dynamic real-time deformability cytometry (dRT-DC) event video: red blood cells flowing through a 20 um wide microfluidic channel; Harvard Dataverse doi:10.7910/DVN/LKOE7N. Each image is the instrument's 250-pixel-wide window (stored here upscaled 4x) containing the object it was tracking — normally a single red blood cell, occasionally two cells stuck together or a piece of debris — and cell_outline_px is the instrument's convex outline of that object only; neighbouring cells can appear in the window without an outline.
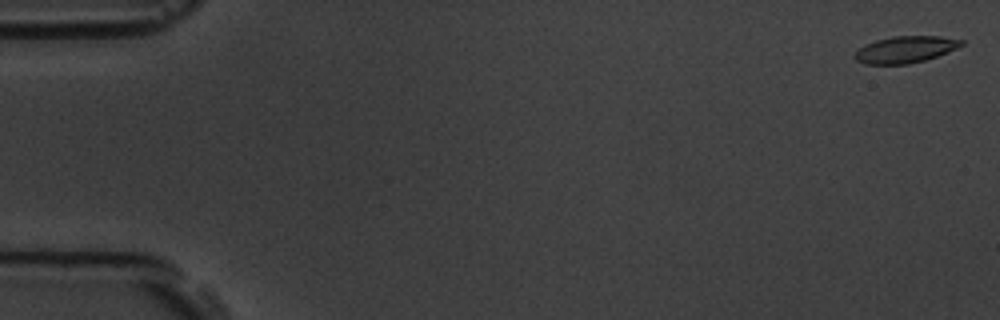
{"species": "common noctule bat (a hibernating species)", "species_latin": "Nyctalus noctula", "temperature_condition": "room temperature", "stored_images_in_passage": 7, "camera_frame_rate_fps": 3000, "um_per_image_px": 0.085, "animal": {"sex": "male", "body_mass_g": 19.5, "forearm_length_mm": 54.6}, "frame": {"image": 1, "passage_image": 1, "time_ms": 0.0, "image_size_px": [1000, 320], "cell_outline_px": [[964, 44], [956, 48], [936, 56], [924, 60], [908, 64], [864, 64], [856, 60], [852, 56], [864, 44], [876, 40], [892, 36], [940, 36], [964, 40]], "centroid_in_image_um": [76.92, 4.2], "position_along_channel_um": 8.1, "area_um2": 16.53}}
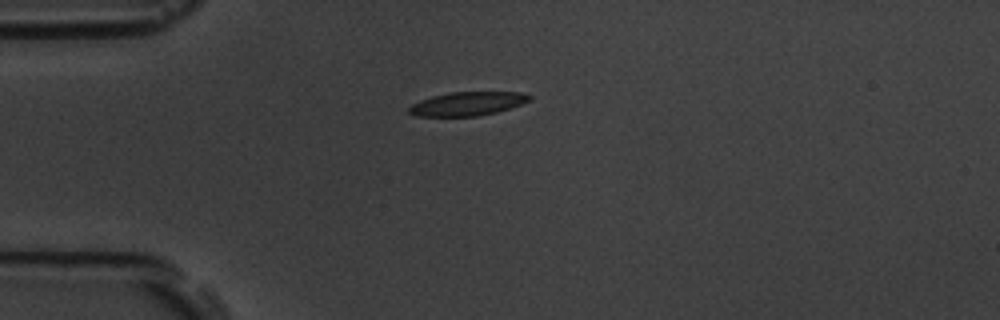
{"frame": {"image": 2, "passage_image": 5, "time_ms": 4.667, "image_size_px": [1000, 320], "cell_outline_px": [[532, 96], [528, 100], [520, 104], [496, 112], [476, 116], [416, 116], [408, 112], [408, 108], [412, 104], [420, 100], [432, 96], [448, 92], [520, 92]], "centroid_in_image_um": [39.68, 8.81], "position_along_channel_um": 45.3, "area_um2": 16.47}}
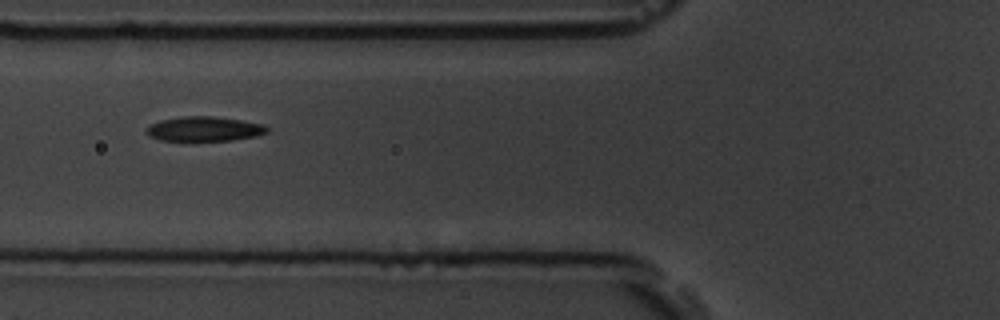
{"frame": {"image": 3, "passage_image": 7, "time_ms": 7.0, "image_size_px": [1000, 320], "cell_outline_px": [[268, 132], [256, 136], [232, 140], [160, 140], [148, 136], [144, 132], [152, 124], [160, 120], [184, 116], [212, 116], [240, 120], [264, 124], [268, 128]], "centroid_in_image_um": [17.36, 10.95], "position_along_channel_um": 108.4, "area_um2": 17.17}}